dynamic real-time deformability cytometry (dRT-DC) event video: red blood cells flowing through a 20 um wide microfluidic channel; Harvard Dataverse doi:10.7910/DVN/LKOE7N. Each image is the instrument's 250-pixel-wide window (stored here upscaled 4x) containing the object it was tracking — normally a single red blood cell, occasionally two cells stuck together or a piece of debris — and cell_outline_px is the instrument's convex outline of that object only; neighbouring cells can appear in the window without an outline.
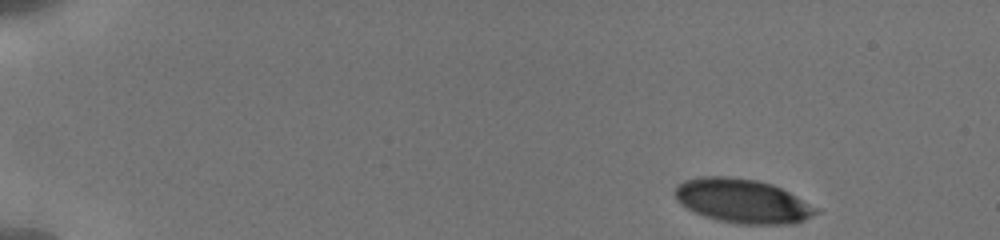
{"species": "human", "species_latin": "Homo sapiens", "temperature_condition": "cold", "stored_images_in_passage": 15, "camera_frame_rate_fps": 3000, "um_per_image_px": 0.085, "donor": {"sex": "male"}, "frame": {"image": 1, "passage_image": 1, "time_ms": 0.0, "image_size_px": [1000, 240], "cell_outline_px": [[820, 212], [796, 224], [736, 224], [704, 216], [680, 204], [676, 200], [672, 192], [676, 184], [684, 180], [704, 176], [724, 176], [756, 180], [772, 184], [820, 208]], "centroid_in_image_um": [63.1, 17.09], "position_along_channel_um": 21.9, "area_um2": 36.41}}
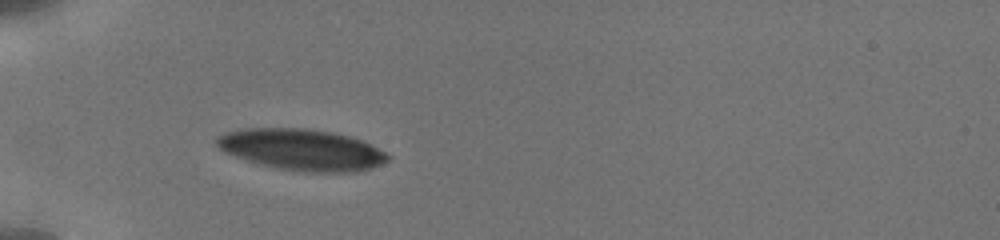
{"frame": {"image": 2, "passage_image": 11, "time_ms": 4.0, "image_size_px": [1000, 240], "cell_outline_px": [[392, 156], [388, 160], [372, 168], [356, 172], [304, 172], [276, 168], [260, 164], [224, 152], [216, 144], [216, 136], [224, 132], [244, 128], [304, 128], [332, 132], [348, 136], [360, 140]], "centroid_in_image_um": [25.62, 12.72], "position_along_channel_um": 59.4, "area_um2": 41.04}}
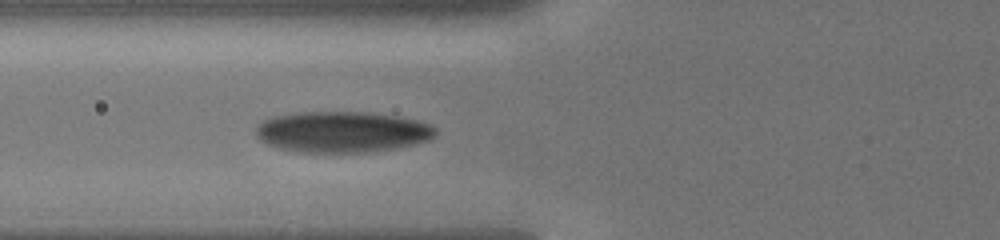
{"frame": {"image": 3, "passage_image": 15, "time_ms": 5.333, "image_size_px": [1000, 240], "cell_outline_px": [[436, 136], [428, 140], [396, 148], [372, 152], [300, 152], [280, 148], [268, 144], [260, 140], [256, 136], [256, 128], [264, 120], [272, 116], [304, 112], [368, 112], [396, 116], [416, 120], [428, 124], [436, 128]], "centroid_in_image_um": [29.09, 11.21], "position_along_channel_um": 96.7, "area_um2": 42.77}}